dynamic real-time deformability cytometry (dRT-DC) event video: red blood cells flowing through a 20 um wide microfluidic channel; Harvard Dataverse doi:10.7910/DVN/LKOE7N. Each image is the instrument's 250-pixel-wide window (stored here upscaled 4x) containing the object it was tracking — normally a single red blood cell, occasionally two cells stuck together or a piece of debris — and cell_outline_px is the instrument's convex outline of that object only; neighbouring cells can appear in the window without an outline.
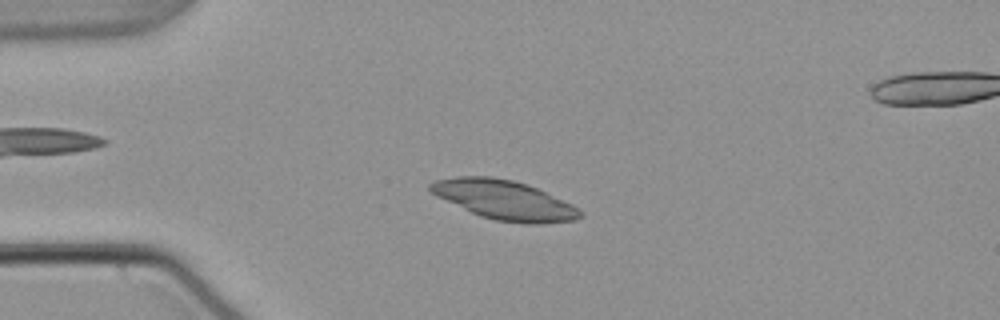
{"species": "common noctule bat (a hibernating species)", "species_latin": "Nyctalus noctula", "temperature_condition": "warm", "stored_images_in_passage": 55, "camera_frame_rate_fps": 3000, "um_per_image_px": 0.085, "animal": {"sex": "male", "body_mass_g": 21.5, "forearm_length_mm": 52.0}, "frame": {"image": 1, "passage_image": 13, "time_ms": 4.0, "image_size_px": [1000, 320], "cell_outline_px": [[584, 216], [576, 220], [540, 224], [524, 224], [496, 220], [480, 216], [436, 196], [428, 188], [428, 184], [436, 180], [456, 176], [492, 176], [512, 180], [528, 184], [572, 204], [580, 208], [584, 212]], "centroid_in_image_um": [42.9, 17.0], "position_along_channel_um": 42.1, "area_um2": 34.51}}